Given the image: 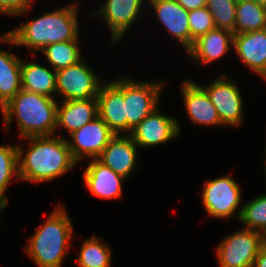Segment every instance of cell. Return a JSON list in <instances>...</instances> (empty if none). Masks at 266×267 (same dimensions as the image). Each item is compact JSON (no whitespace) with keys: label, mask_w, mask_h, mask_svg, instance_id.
I'll use <instances>...</instances> for the list:
<instances>
[{"label":"cell","mask_w":266,"mask_h":267,"mask_svg":"<svg viewBox=\"0 0 266 267\" xmlns=\"http://www.w3.org/2000/svg\"><path fill=\"white\" fill-rule=\"evenodd\" d=\"M79 3L72 2L64 7L45 12L32 20L0 35V42L24 47L37 55L46 46L56 42L75 40L80 35L78 19Z\"/></svg>","instance_id":"6da1fadb"},{"label":"cell","mask_w":266,"mask_h":267,"mask_svg":"<svg viewBox=\"0 0 266 267\" xmlns=\"http://www.w3.org/2000/svg\"><path fill=\"white\" fill-rule=\"evenodd\" d=\"M24 150L17 144L20 180L45 183L72 171L78 162L73 158L67 138L57 135L32 136Z\"/></svg>","instance_id":"7a4b0ae2"},{"label":"cell","mask_w":266,"mask_h":267,"mask_svg":"<svg viewBox=\"0 0 266 267\" xmlns=\"http://www.w3.org/2000/svg\"><path fill=\"white\" fill-rule=\"evenodd\" d=\"M58 101L55 98L21 89L1 109L5 129L16 120L19 138L56 135Z\"/></svg>","instance_id":"3957f363"},{"label":"cell","mask_w":266,"mask_h":267,"mask_svg":"<svg viewBox=\"0 0 266 267\" xmlns=\"http://www.w3.org/2000/svg\"><path fill=\"white\" fill-rule=\"evenodd\" d=\"M50 213L24 247L37 267H62V261L72 249L73 222L65 206L58 204Z\"/></svg>","instance_id":"277c9868"},{"label":"cell","mask_w":266,"mask_h":267,"mask_svg":"<svg viewBox=\"0 0 266 267\" xmlns=\"http://www.w3.org/2000/svg\"><path fill=\"white\" fill-rule=\"evenodd\" d=\"M240 187L231 175L206 180L200 195L208 216L227 221L236 216L239 221L242 211Z\"/></svg>","instance_id":"5b68a950"},{"label":"cell","mask_w":266,"mask_h":267,"mask_svg":"<svg viewBox=\"0 0 266 267\" xmlns=\"http://www.w3.org/2000/svg\"><path fill=\"white\" fill-rule=\"evenodd\" d=\"M167 81H136L123 76V97L127 117V135L160 104Z\"/></svg>","instance_id":"8992f818"},{"label":"cell","mask_w":266,"mask_h":267,"mask_svg":"<svg viewBox=\"0 0 266 267\" xmlns=\"http://www.w3.org/2000/svg\"><path fill=\"white\" fill-rule=\"evenodd\" d=\"M262 247V233L243 227L215 246L217 263L219 267H253Z\"/></svg>","instance_id":"52a82bcc"},{"label":"cell","mask_w":266,"mask_h":267,"mask_svg":"<svg viewBox=\"0 0 266 267\" xmlns=\"http://www.w3.org/2000/svg\"><path fill=\"white\" fill-rule=\"evenodd\" d=\"M104 82L83 58L56 71V96L63 97L62 101L97 98Z\"/></svg>","instance_id":"ba28073f"},{"label":"cell","mask_w":266,"mask_h":267,"mask_svg":"<svg viewBox=\"0 0 266 267\" xmlns=\"http://www.w3.org/2000/svg\"><path fill=\"white\" fill-rule=\"evenodd\" d=\"M215 106L223 126L237 128L244 122V99L237 83L222 73L205 86L200 85Z\"/></svg>","instance_id":"9c48e42d"},{"label":"cell","mask_w":266,"mask_h":267,"mask_svg":"<svg viewBox=\"0 0 266 267\" xmlns=\"http://www.w3.org/2000/svg\"><path fill=\"white\" fill-rule=\"evenodd\" d=\"M100 8L94 9L89 16H99L108 27L110 42L116 45L123 40L135 24L147 4V0H104ZM138 18V19H137Z\"/></svg>","instance_id":"30bf717a"},{"label":"cell","mask_w":266,"mask_h":267,"mask_svg":"<svg viewBox=\"0 0 266 267\" xmlns=\"http://www.w3.org/2000/svg\"><path fill=\"white\" fill-rule=\"evenodd\" d=\"M115 135L108 125L97 116L71 133L67 142L73 158L78 163H82L86 159H96Z\"/></svg>","instance_id":"8fae6325"},{"label":"cell","mask_w":266,"mask_h":267,"mask_svg":"<svg viewBox=\"0 0 266 267\" xmlns=\"http://www.w3.org/2000/svg\"><path fill=\"white\" fill-rule=\"evenodd\" d=\"M181 128L176 118L162 114L158 106L134 127L129 135L139 149H147L176 139Z\"/></svg>","instance_id":"7c38bea8"},{"label":"cell","mask_w":266,"mask_h":267,"mask_svg":"<svg viewBox=\"0 0 266 267\" xmlns=\"http://www.w3.org/2000/svg\"><path fill=\"white\" fill-rule=\"evenodd\" d=\"M98 116L115 134L127 135L123 77L105 81L97 96Z\"/></svg>","instance_id":"4fadbf2b"},{"label":"cell","mask_w":266,"mask_h":267,"mask_svg":"<svg viewBox=\"0 0 266 267\" xmlns=\"http://www.w3.org/2000/svg\"><path fill=\"white\" fill-rule=\"evenodd\" d=\"M154 18L161 23L166 32L188 52L191 49V34L188 23V11L176 0H147Z\"/></svg>","instance_id":"5bb4252c"},{"label":"cell","mask_w":266,"mask_h":267,"mask_svg":"<svg viewBox=\"0 0 266 267\" xmlns=\"http://www.w3.org/2000/svg\"><path fill=\"white\" fill-rule=\"evenodd\" d=\"M181 83V97L188 119L198 126H223L206 91L191 79H184Z\"/></svg>","instance_id":"9a60e30c"},{"label":"cell","mask_w":266,"mask_h":267,"mask_svg":"<svg viewBox=\"0 0 266 267\" xmlns=\"http://www.w3.org/2000/svg\"><path fill=\"white\" fill-rule=\"evenodd\" d=\"M138 151L139 147L130 135L116 134L96 159L128 179L137 171Z\"/></svg>","instance_id":"2e32d148"},{"label":"cell","mask_w":266,"mask_h":267,"mask_svg":"<svg viewBox=\"0 0 266 267\" xmlns=\"http://www.w3.org/2000/svg\"><path fill=\"white\" fill-rule=\"evenodd\" d=\"M238 59L266 80V28L233 35V47Z\"/></svg>","instance_id":"e0dca14e"},{"label":"cell","mask_w":266,"mask_h":267,"mask_svg":"<svg viewBox=\"0 0 266 267\" xmlns=\"http://www.w3.org/2000/svg\"><path fill=\"white\" fill-rule=\"evenodd\" d=\"M90 163L82 172L85 187L93 197L102 200L118 199L122 197L123 181L127 180L103 165L97 159H89Z\"/></svg>","instance_id":"ac0fdd59"},{"label":"cell","mask_w":266,"mask_h":267,"mask_svg":"<svg viewBox=\"0 0 266 267\" xmlns=\"http://www.w3.org/2000/svg\"><path fill=\"white\" fill-rule=\"evenodd\" d=\"M233 32L227 29L214 28L195 40L187 52L192 62L206 65L217 62L229 51H233Z\"/></svg>","instance_id":"d6986e66"},{"label":"cell","mask_w":266,"mask_h":267,"mask_svg":"<svg viewBox=\"0 0 266 267\" xmlns=\"http://www.w3.org/2000/svg\"><path fill=\"white\" fill-rule=\"evenodd\" d=\"M98 116L97 98L58 102L56 129L62 128L68 136Z\"/></svg>","instance_id":"ffe728a7"},{"label":"cell","mask_w":266,"mask_h":267,"mask_svg":"<svg viewBox=\"0 0 266 267\" xmlns=\"http://www.w3.org/2000/svg\"><path fill=\"white\" fill-rule=\"evenodd\" d=\"M22 60L21 86L22 89L44 96H56V71L50 66ZM50 68V69H49Z\"/></svg>","instance_id":"44dd1931"},{"label":"cell","mask_w":266,"mask_h":267,"mask_svg":"<svg viewBox=\"0 0 266 267\" xmlns=\"http://www.w3.org/2000/svg\"><path fill=\"white\" fill-rule=\"evenodd\" d=\"M21 64L20 57L0 50V109L22 89Z\"/></svg>","instance_id":"7402d4cb"},{"label":"cell","mask_w":266,"mask_h":267,"mask_svg":"<svg viewBox=\"0 0 266 267\" xmlns=\"http://www.w3.org/2000/svg\"><path fill=\"white\" fill-rule=\"evenodd\" d=\"M80 46L79 35L75 40L50 44L41 50L40 54L47 60L46 62L48 63L46 64L57 71L76 64L83 59Z\"/></svg>","instance_id":"603a6c76"},{"label":"cell","mask_w":266,"mask_h":267,"mask_svg":"<svg viewBox=\"0 0 266 267\" xmlns=\"http://www.w3.org/2000/svg\"><path fill=\"white\" fill-rule=\"evenodd\" d=\"M76 263L78 267H111V247L94 234L82 242Z\"/></svg>","instance_id":"cb8c5ba5"},{"label":"cell","mask_w":266,"mask_h":267,"mask_svg":"<svg viewBox=\"0 0 266 267\" xmlns=\"http://www.w3.org/2000/svg\"><path fill=\"white\" fill-rule=\"evenodd\" d=\"M266 28V7L253 0H237L236 22L233 34Z\"/></svg>","instance_id":"d4e9b609"},{"label":"cell","mask_w":266,"mask_h":267,"mask_svg":"<svg viewBox=\"0 0 266 267\" xmlns=\"http://www.w3.org/2000/svg\"><path fill=\"white\" fill-rule=\"evenodd\" d=\"M12 180H19L17 144L0 145V197L8 199L5 195Z\"/></svg>","instance_id":"484cf974"},{"label":"cell","mask_w":266,"mask_h":267,"mask_svg":"<svg viewBox=\"0 0 266 267\" xmlns=\"http://www.w3.org/2000/svg\"><path fill=\"white\" fill-rule=\"evenodd\" d=\"M239 221L244 228L264 233L266 231V194L257 195L242 204Z\"/></svg>","instance_id":"4316f807"},{"label":"cell","mask_w":266,"mask_h":267,"mask_svg":"<svg viewBox=\"0 0 266 267\" xmlns=\"http://www.w3.org/2000/svg\"><path fill=\"white\" fill-rule=\"evenodd\" d=\"M237 0H207L206 7L213 17L216 28L234 31Z\"/></svg>","instance_id":"83f0119b"},{"label":"cell","mask_w":266,"mask_h":267,"mask_svg":"<svg viewBox=\"0 0 266 267\" xmlns=\"http://www.w3.org/2000/svg\"><path fill=\"white\" fill-rule=\"evenodd\" d=\"M188 23L191 34V48L195 40L215 28L213 17L207 7L188 11Z\"/></svg>","instance_id":"f1b7e54d"},{"label":"cell","mask_w":266,"mask_h":267,"mask_svg":"<svg viewBox=\"0 0 266 267\" xmlns=\"http://www.w3.org/2000/svg\"><path fill=\"white\" fill-rule=\"evenodd\" d=\"M35 0H0V14L12 16L28 15Z\"/></svg>","instance_id":"f546056e"},{"label":"cell","mask_w":266,"mask_h":267,"mask_svg":"<svg viewBox=\"0 0 266 267\" xmlns=\"http://www.w3.org/2000/svg\"><path fill=\"white\" fill-rule=\"evenodd\" d=\"M185 10L206 7L207 0H176Z\"/></svg>","instance_id":"4dcf8cb0"},{"label":"cell","mask_w":266,"mask_h":267,"mask_svg":"<svg viewBox=\"0 0 266 267\" xmlns=\"http://www.w3.org/2000/svg\"><path fill=\"white\" fill-rule=\"evenodd\" d=\"M253 267H266V249L261 248L254 260Z\"/></svg>","instance_id":"1f68e13d"},{"label":"cell","mask_w":266,"mask_h":267,"mask_svg":"<svg viewBox=\"0 0 266 267\" xmlns=\"http://www.w3.org/2000/svg\"><path fill=\"white\" fill-rule=\"evenodd\" d=\"M8 202H9V201H0V213H1L5 208H7V206H8ZM0 221H2V220H0Z\"/></svg>","instance_id":"d6a6232c"},{"label":"cell","mask_w":266,"mask_h":267,"mask_svg":"<svg viewBox=\"0 0 266 267\" xmlns=\"http://www.w3.org/2000/svg\"><path fill=\"white\" fill-rule=\"evenodd\" d=\"M262 246L266 249V231L262 234Z\"/></svg>","instance_id":"836d02e7"},{"label":"cell","mask_w":266,"mask_h":267,"mask_svg":"<svg viewBox=\"0 0 266 267\" xmlns=\"http://www.w3.org/2000/svg\"><path fill=\"white\" fill-rule=\"evenodd\" d=\"M253 1L256 2L257 4H260L266 7V0H253Z\"/></svg>","instance_id":"e575fe53"},{"label":"cell","mask_w":266,"mask_h":267,"mask_svg":"<svg viewBox=\"0 0 266 267\" xmlns=\"http://www.w3.org/2000/svg\"><path fill=\"white\" fill-rule=\"evenodd\" d=\"M265 147H266V146H265ZM264 154H265V155H264V156H265V160H264V161H265V162H264V166H265V167H264V168H265V175H266V148H265V153H264Z\"/></svg>","instance_id":"d590c367"},{"label":"cell","mask_w":266,"mask_h":267,"mask_svg":"<svg viewBox=\"0 0 266 267\" xmlns=\"http://www.w3.org/2000/svg\"><path fill=\"white\" fill-rule=\"evenodd\" d=\"M0 201H8V199H5L3 197H0Z\"/></svg>","instance_id":"8d00e7d4"}]
</instances>
